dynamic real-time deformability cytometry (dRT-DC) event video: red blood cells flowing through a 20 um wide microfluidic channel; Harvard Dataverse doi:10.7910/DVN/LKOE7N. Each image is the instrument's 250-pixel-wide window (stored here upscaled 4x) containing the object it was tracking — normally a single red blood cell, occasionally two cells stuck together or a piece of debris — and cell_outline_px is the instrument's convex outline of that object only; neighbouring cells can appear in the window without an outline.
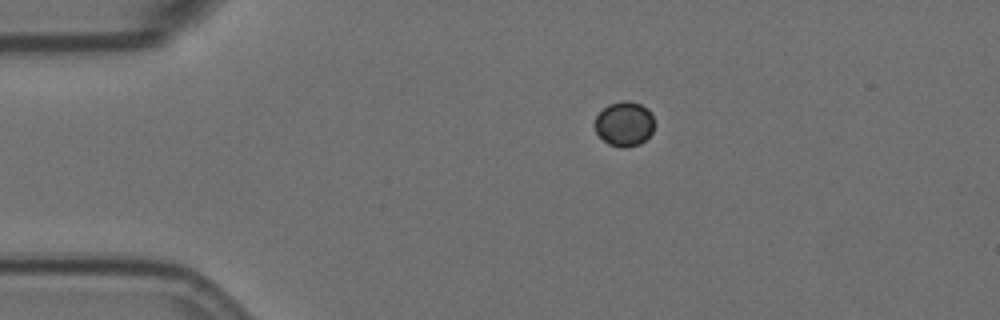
{"species": "Egyptian fruit bat (a non-hibernating species)", "species_latin": "Rousettus aegyptiacus", "temperature_condition": "room temperature", "stored_images_in_passage": 1, "camera_frame_rate_fps": 3000, "um_per_image_px": 0.085, "animal": {"sex": "female"}, "frame": {"image": 1, "passage_image": 1, "time_ms": 0.0, "image_size_px": [1000, 320], "cell_outline_px": [[652, 132], [640, 144], [624, 148], [620, 148], [608, 144], [596, 132], [596, 116], [608, 104], [624, 100], [628, 100], [640, 104], [648, 108], [652, 116]], "centroid_in_image_um": [53.06, 10.53], "position_along_channel_um": 31.9, "area_um2": 15.32}}